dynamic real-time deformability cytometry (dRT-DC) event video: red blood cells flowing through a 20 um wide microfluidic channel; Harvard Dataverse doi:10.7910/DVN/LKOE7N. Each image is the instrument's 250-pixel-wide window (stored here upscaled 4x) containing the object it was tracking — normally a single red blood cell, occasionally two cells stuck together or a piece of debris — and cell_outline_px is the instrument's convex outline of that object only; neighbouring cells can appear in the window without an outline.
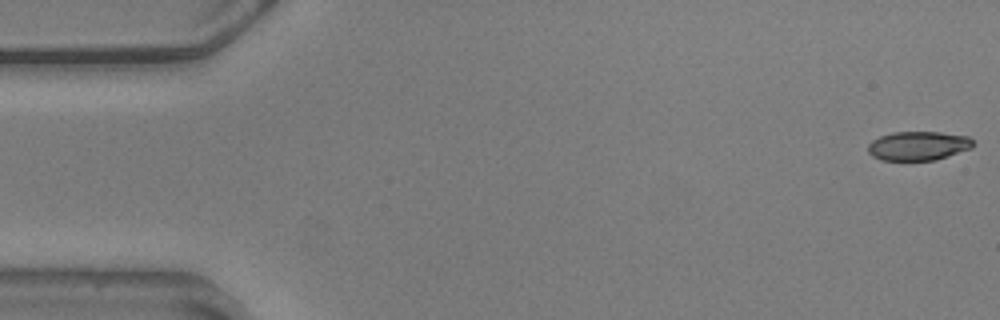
{"species": "common noctule bat (a hibernating species)", "species_latin": "Nyctalus noctula", "temperature_condition": "warm", "stored_images_in_passage": 4, "camera_frame_rate_fps": 3000, "um_per_image_px": 0.085, "animal": {"sex": "male", "body_mass_g": 20.5, "forearm_length_mm": 52.5}, "frame": {"image": 1, "passage_image": 1, "time_ms": 0.0, "image_size_px": [1000, 320], "cell_outline_px": [[976, 144], [972, 148], [936, 160], [880, 160], [872, 156], [868, 152], [868, 144], [872, 140], [880, 136], [892, 132], [940, 132], [968, 136]], "centroid_in_image_um": [78.06, 12.39], "position_along_channel_um": 6.9, "area_um2": 17.92}}